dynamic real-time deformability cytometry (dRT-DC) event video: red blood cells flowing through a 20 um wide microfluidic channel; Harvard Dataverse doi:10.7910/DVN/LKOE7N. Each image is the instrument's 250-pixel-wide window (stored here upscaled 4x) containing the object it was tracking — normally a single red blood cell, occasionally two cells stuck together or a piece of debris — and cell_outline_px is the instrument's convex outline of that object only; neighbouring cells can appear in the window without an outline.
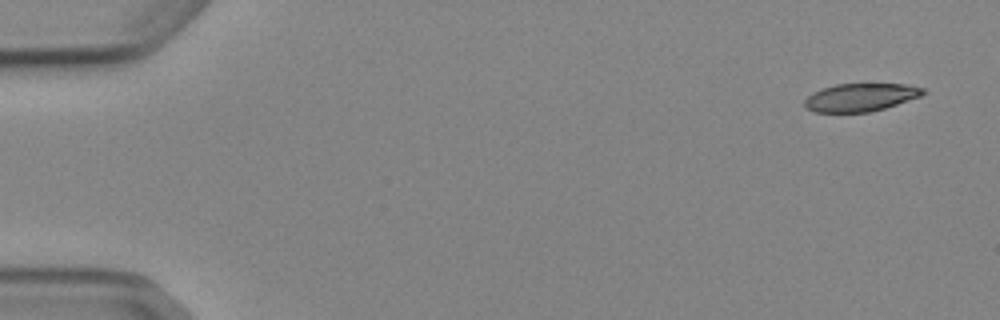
{"species": "Egyptian fruit bat (a non-hibernating species)", "species_latin": "Rousettus aegyptiacus", "temperature_condition": "cold", "stored_images_in_passage": 6, "camera_frame_rate_fps": 3000, "um_per_image_px": 0.085, "animal": {"sex": "female"}, "frame": {"image": 1, "passage_image": 1, "time_ms": 0.0, "image_size_px": [1000, 320], "cell_outline_px": [[924, 96], [884, 108], [868, 112], [816, 112], [804, 108], [804, 100], [812, 92], [820, 88], [836, 84], [908, 84], [924, 88]], "centroid_in_image_um": [73.14, 8.27], "position_along_channel_um": 11.9, "area_um2": 19.48}}
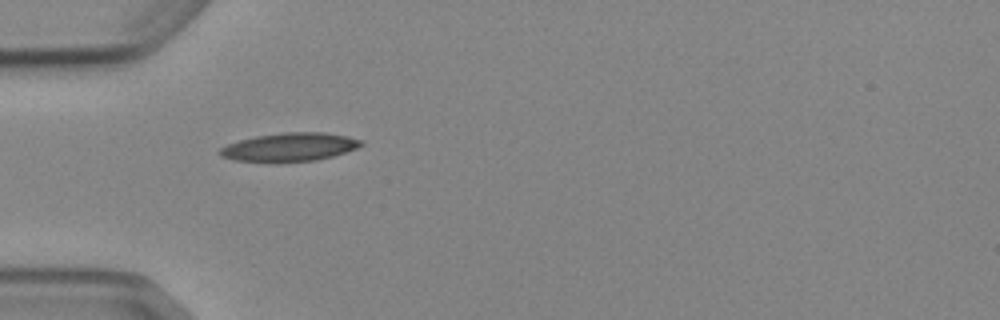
{"frame": {"image": 2, "passage_image": 5, "time_ms": 4.667, "image_size_px": [1000, 320], "cell_outline_px": [[364, 144], [356, 148], [332, 156], [316, 160], [276, 164], [232, 160], [220, 156], [216, 152], [220, 148], [228, 144], [240, 140], [256, 136], [284, 132], [324, 132], [348, 136], [364, 140]], "centroid_in_image_um": [24.57, 12.53], "position_along_channel_um": 60.4, "area_um2": 24.04}}
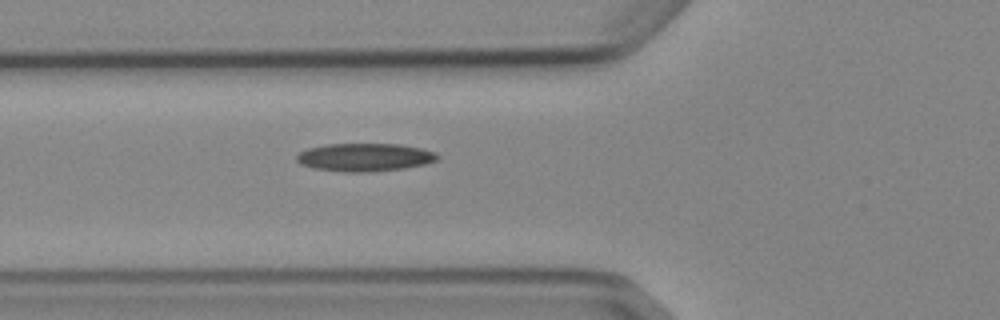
{"frame": {"image": 3, "passage_image": 6, "time_ms": 5.667, "image_size_px": [1000, 320], "cell_outline_px": [[440, 156], [436, 160], [424, 164], [404, 168], [368, 172], [344, 172], [312, 168], [300, 164], [296, 160], [296, 156], [300, 152], [308, 148], [324, 144], [400, 144], [420, 148], [436, 152]], "centroid_in_image_um": [30.98, 13.37], "position_along_channel_um": 94.8, "area_um2": 23.06}}